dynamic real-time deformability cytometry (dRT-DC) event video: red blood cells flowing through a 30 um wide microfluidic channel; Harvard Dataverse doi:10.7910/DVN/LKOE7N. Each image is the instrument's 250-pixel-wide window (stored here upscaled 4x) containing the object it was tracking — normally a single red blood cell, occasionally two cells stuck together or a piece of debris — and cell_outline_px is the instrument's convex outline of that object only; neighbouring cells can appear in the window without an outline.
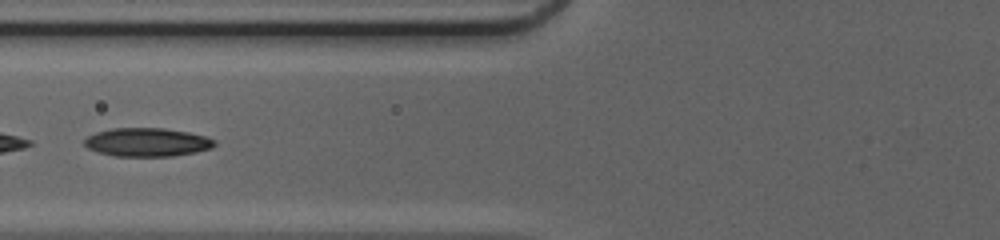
{"species": "common noctule bat (a hibernating species)", "species_latin": "Nyctalus noctula", "temperature_condition": "cold", "stored_images_in_passage": 16, "camera_frame_rate_fps": 3000, "um_per_image_px": 0.085, "animal": {"sex": "female", "body_mass_g": 20.0, "forearm_length_mm": 54.0}, "frame": {"image": 1, "passage_image": 7, "time_ms": 2.0, "image_size_px": [1000, 240], "cell_outline_px": [[216, 144], [212, 148], [196, 152], [172, 156], [112, 156], [96, 152], [88, 148], [84, 144], [84, 140], [88, 136], [96, 132], [112, 128], [164, 128], [188, 132], [204, 136], [216, 140]], "centroid_in_image_um": [12.5, 12.09], "position_along_channel_um": 113.3, "area_um2": 21.73}}